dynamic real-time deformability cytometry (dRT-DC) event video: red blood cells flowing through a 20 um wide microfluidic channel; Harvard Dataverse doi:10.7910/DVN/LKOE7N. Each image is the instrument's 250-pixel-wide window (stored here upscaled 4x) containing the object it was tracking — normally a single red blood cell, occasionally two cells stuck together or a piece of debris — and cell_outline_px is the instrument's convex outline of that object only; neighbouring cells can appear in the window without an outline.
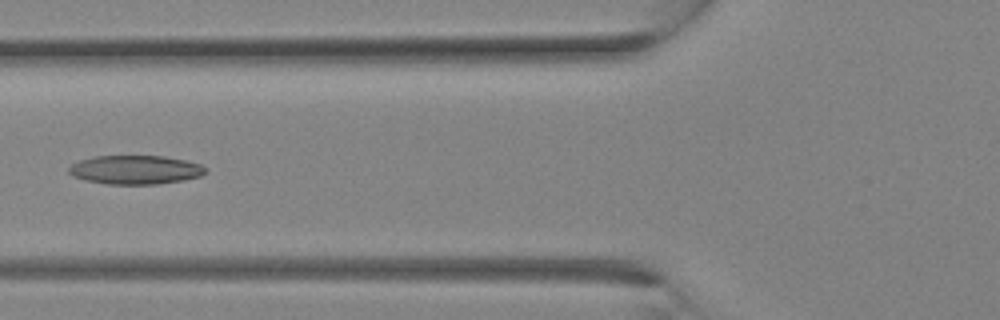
{"species": "Egyptian fruit bat (a non-hibernating species)", "species_latin": "Rousettus aegyptiacus", "temperature_condition": "room temperature", "stored_images_in_passage": 11, "camera_frame_rate_fps": 3000, "um_per_image_px": 0.085, "animal": {"sex": "female"}, "frame": {"image": 1, "passage_image": 10, "time_ms": 3.0, "image_size_px": [1000, 320], "cell_outline_px": [[208, 168], [200, 176], [184, 180], [156, 184], [108, 184], [84, 180], [72, 176], [68, 172], [68, 168], [72, 164], [80, 160], [96, 156], [164, 156], [184, 160], [200, 164]], "centroid_in_image_um": [11.49, 14.43], "position_along_channel_um": 114.3, "area_um2": 22.95}}